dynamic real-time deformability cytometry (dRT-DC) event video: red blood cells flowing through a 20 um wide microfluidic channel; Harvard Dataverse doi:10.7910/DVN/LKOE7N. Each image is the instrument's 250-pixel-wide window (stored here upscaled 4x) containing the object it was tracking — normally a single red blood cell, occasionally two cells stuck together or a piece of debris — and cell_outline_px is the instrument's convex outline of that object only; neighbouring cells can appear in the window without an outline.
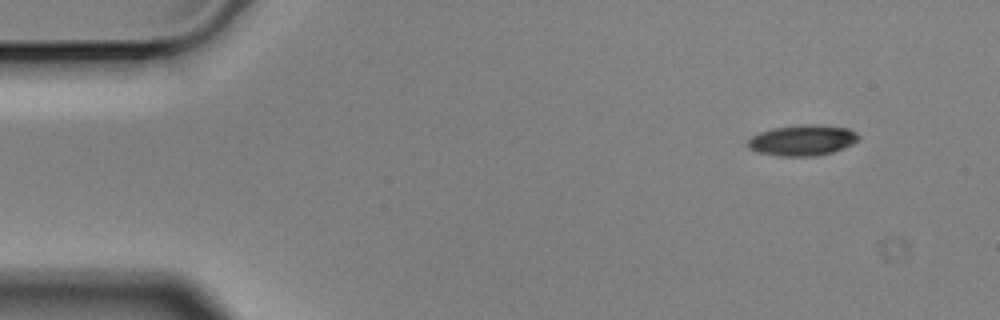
{"species": "Egyptian fruit bat (a non-hibernating species)", "species_latin": "Rousettus aegyptiacus", "temperature_condition": "cold", "stored_images_in_passage": 4, "camera_frame_rate_fps": 3000, "um_per_image_px": 0.085, "animal": {"sex": "male"}, "frame": {"image": 1, "passage_image": 1, "time_ms": 0.0, "image_size_px": [1000, 320], "cell_outline_px": [[860, 140], [844, 148], [832, 152], [812, 156], [776, 156], [760, 152], [748, 148], [748, 140], [752, 136], [760, 132], [772, 128], [800, 124], [816, 124], [848, 128], [856, 132], [860, 136]], "centroid_in_image_um": [68.23, 11.91], "position_along_channel_um": 16.8, "area_um2": 19.94}}
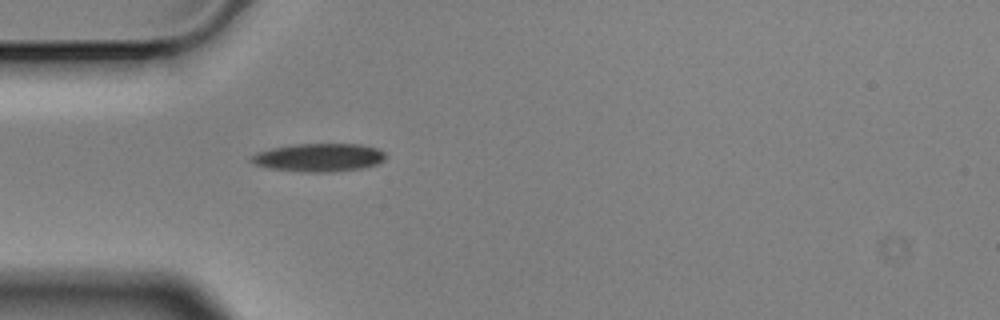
{"frame": {"image": 2, "passage_image": 4, "time_ms": 1.0, "image_size_px": [1000, 320], "cell_outline_px": [[388, 156], [384, 160], [376, 164], [360, 168], [324, 172], [308, 172], [272, 168], [256, 164], [248, 160], [256, 152], [272, 148], [292, 144], [360, 144], [376, 148], [384, 152]], "centroid_in_image_um": [27.11, 13.37], "position_along_channel_um": 57.9, "area_um2": 21.79}}